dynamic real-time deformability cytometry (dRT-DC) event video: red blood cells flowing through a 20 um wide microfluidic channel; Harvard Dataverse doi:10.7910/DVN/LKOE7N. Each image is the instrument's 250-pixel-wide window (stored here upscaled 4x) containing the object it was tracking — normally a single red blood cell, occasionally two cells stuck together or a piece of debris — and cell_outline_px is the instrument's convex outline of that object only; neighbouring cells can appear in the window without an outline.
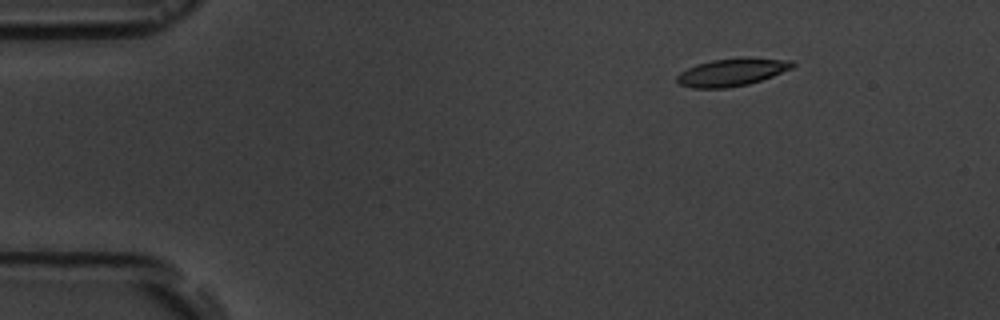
{"species": "common noctule bat (a hibernating species)", "species_latin": "Nyctalus noctula", "temperature_condition": "room temperature", "stored_images_in_passage": 18, "segment_of_instrument_passage": [1, 2], "camera_frame_rate_fps": 3000, "um_per_image_px": 0.085, "animal": {"sex": "male", "body_mass_g": 19.5, "forearm_length_mm": 54.6}, "frame": {"image": 1, "passage_image": 3, "time_ms": 2.333, "image_size_px": [1000, 320], "cell_outline_px": [[796, 64], [792, 68], [772, 76], [748, 84], [728, 88], [692, 88], [680, 84], [676, 80], [676, 76], [680, 72], [696, 64], [712, 60], [744, 56], [748, 56], [792, 60]], "centroid_in_image_um": [62.23, 6.11], "position_along_channel_um": 22.8, "area_um2": 18.9}}
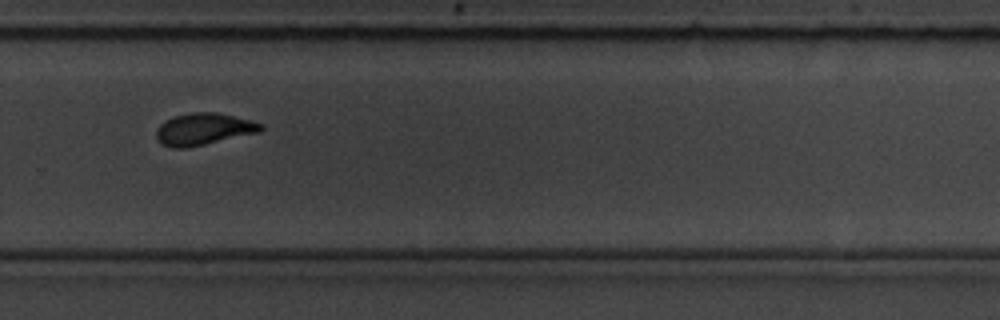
{"frame": {"image": 2, "passage_image": 12, "time_ms": 12.333, "image_size_px": [1000, 320], "cell_outline_px": [[264, 128], [260, 132], [204, 144], [184, 148], [172, 148], [160, 144], [156, 140], [156, 128], [164, 120], [176, 116], [192, 112], [216, 112], [252, 120], [264, 124]], "centroid_in_image_um": [17.29, 10.97], "position_along_channel_um": 312.5, "area_um2": 19.54}}
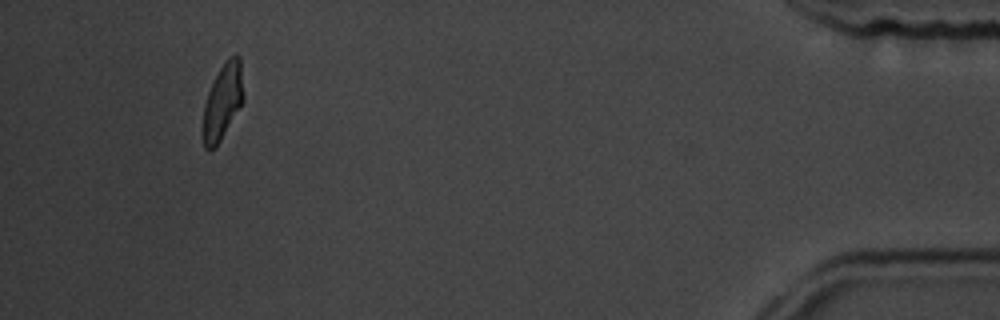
{"frame": {"image": 3, "passage_image": 16, "time_ms": 17.0, "image_size_px": [1000, 320], "cell_outline_px": [[244, 100], [216, 148], [208, 152], [204, 148], [200, 132], [204, 104], [208, 92], [220, 68], [228, 56], [236, 52], [240, 56], [244, 96]], "centroid_in_image_um": [18.9, 8.68], "position_along_channel_um": 416.3, "area_um2": 18.5}}